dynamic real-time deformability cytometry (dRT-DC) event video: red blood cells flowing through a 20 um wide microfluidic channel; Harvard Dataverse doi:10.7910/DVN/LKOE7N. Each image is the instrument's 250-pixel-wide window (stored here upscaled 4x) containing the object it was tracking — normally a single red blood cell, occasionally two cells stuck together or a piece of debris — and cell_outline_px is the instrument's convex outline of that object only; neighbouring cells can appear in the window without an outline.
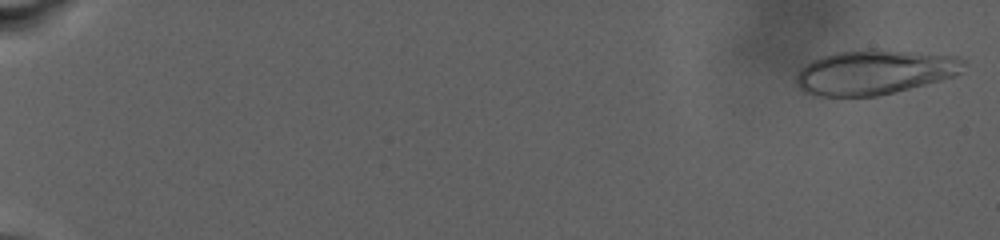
{"species": "human", "species_latin": "Homo sapiens", "temperature_condition": "warm", "stored_images_in_passage": 27, "camera_frame_rate_fps": 3000, "um_per_image_px": 0.085, "donor": {"sex": "male"}, "frame": {"image": 1, "passage_image": 1, "time_ms": 0.0, "image_size_px": [1000, 240], "cell_outline_px": [[964, 64], [960, 72], [956, 76], [896, 92], [876, 96], [816, 96], [800, 88], [796, 80], [796, 76], [800, 68], [824, 56], [836, 52], [872, 48], [956, 56], [964, 60]], "centroid_in_image_um": [74.36, 6.13], "position_along_channel_um": 10.6, "area_um2": 43.35}}
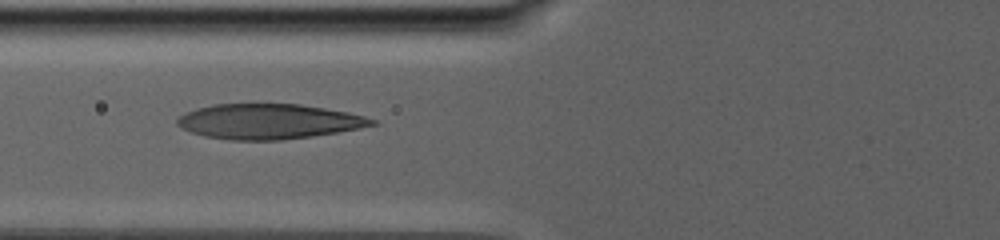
{"frame": {"image": 2, "passage_image": 20, "time_ms": 11.667, "image_size_px": [1000, 240], "cell_outline_px": [[380, 124], [360, 128], [312, 136], [280, 140], [228, 140], [204, 136], [192, 132], [176, 124], [176, 120], [184, 112], [196, 108], [212, 104], [300, 104], [348, 112], [364, 116], [376, 120]], "centroid_in_image_um": [22.84, 10.32], "position_along_channel_um": 103.0, "area_um2": 39.82}}
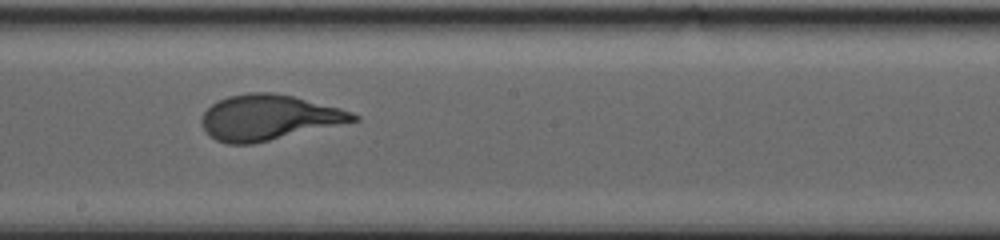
{"frame": {"image": 3, "passage_image": 27, "time_ms": 16.333, "image_size_px": [1000, 240], "cell_outline_px": [[360, 120], [252, 144], [228, 144], [216, 140], [200, 124], [200, 120], [204, 112], [212, 104], [228, 96], [248, 92], [272, 92], [292, 96], [340, 108], [352, 112], [360, 116]], "centroid_in_image_um": [22.83, 9.98], "position_along_channel_um": 225.4, "area_um2": 39.77}}